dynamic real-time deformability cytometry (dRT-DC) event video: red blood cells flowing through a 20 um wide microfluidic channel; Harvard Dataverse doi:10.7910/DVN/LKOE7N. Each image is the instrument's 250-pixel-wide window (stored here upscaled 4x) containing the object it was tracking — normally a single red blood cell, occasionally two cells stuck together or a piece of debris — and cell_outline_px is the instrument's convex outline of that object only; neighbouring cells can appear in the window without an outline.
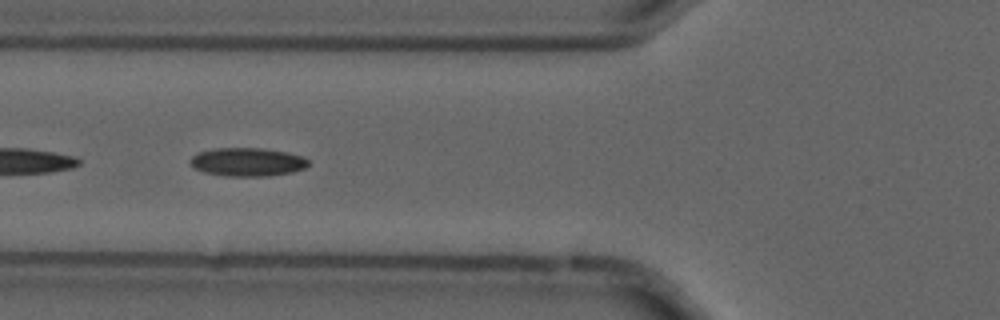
{"species": "common noctule bat (a hibernating species)", "species_latin": "Nyctalus noctula", "temperature_condition": "cold", "stored_images_in_passage": 13, "camera_frame_rate_fps": 3000, "um_per_image_px": 0.085, "animal": {"sex": "male", "forearm_length_mm": 52.5}, "frame": {"image": 1, "passage_image": 10, "time_ms": 3.0, "image_size_px": [1000, 320], "cell_outline_px": [[308, 164], [304, 168], [292, 172], [268, 176], [224, 176], [204, 172], [192, 168], [192, 156], [200, 152], [216, 148], [260, 148], [288, 152], [304, 156], [308, 160]], "centroid_in_image_um": [21.05, 13.77], "position_along_channel_um": 104.7, "area_um2": 19.54}}